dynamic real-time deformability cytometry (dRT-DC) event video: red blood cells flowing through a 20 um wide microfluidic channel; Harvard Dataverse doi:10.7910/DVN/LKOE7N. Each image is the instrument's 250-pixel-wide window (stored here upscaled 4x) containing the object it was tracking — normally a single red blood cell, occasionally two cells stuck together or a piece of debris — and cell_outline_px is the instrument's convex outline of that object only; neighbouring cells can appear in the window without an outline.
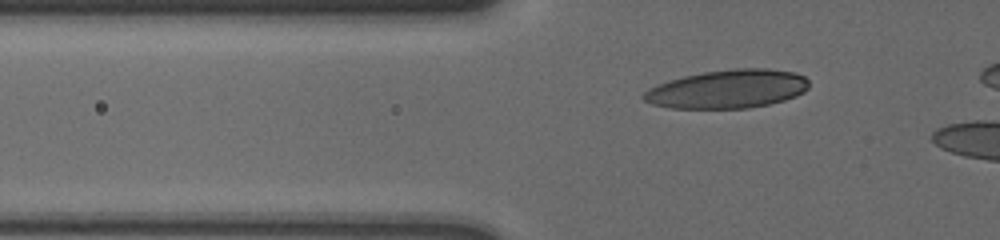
{"species": "human", "species_latin": "Homo sapiens", "temperature_condition": "cold", "stored_images_in_passage": 47, "camera_frame_rate_fps": 3000, "um_per_image_px": 0.085, "donor": {"sex": "male"}, "frame": {"image": 1, "passage_image": 14, "time_ms": 4.333, "image_size_px": [1000, 240], "cell_outline_px": [[808, 88], [804, 92], [796, 96], [784, 100], [768, 104], [748, 108], [672, 108], [652, 104], [644, 100], [640, 96], [648, 88], [668, 80], [684, 76], [704, 72], [736, 68], [768, 68], [796, 72], [804, 76], [808, 80]], "centroid_in_image_um": [61.85, 7.56], "position_along_channel_um": 63.9, "area_um2": 37.22}}
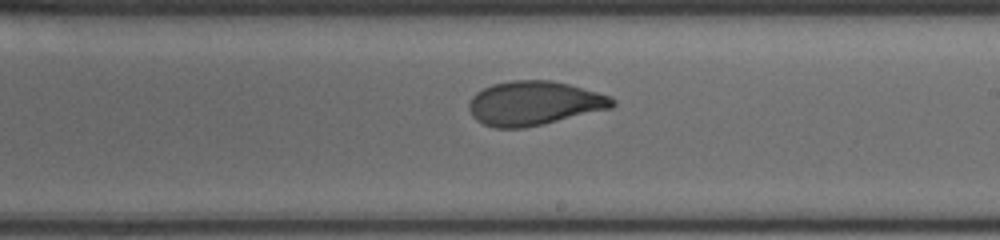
{"frame": {"image": 2, "passage_image": 30, "time_ms": 9.667, "image_size_px": [1000, 240], "cell_outline_px": [[616, 104], [612, 108], [540, 124], [520, 128], [496, 128], [484, 124], [476, 120], [472, 116], [468, 108], [468, 104], [472, 96], [476, 92], [492, 84], [512, 80], [552, 80], [568, 84], [612, 96], [616, 100]], "centroid_in_image_um": [45.39, 8.76], "position_along_channel_um": 243.6, "area_um2": 36.76}}
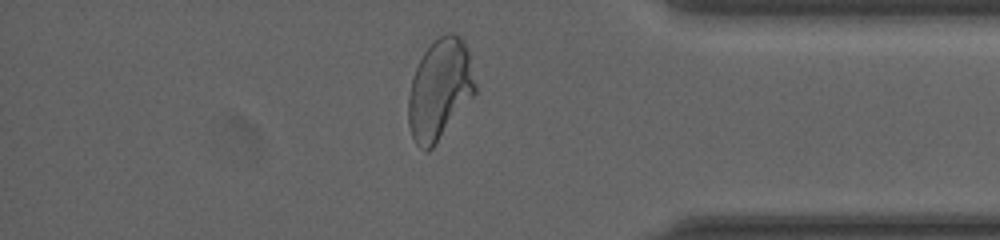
{"frame": {"image": 3, "passage_image": 44, "time_ms": 14.333, "image_size_px": [1000, 240], "cell_outline_px": [[476, 92], [432, 148], [428, 152], [424, 152], [416, 144], [412, 136], [408, 124], [408, 96], [412, 76], [424, 52], [444, 32], [452, 32], [460, 36], [464, 40], [468, 48], [476, 84]], "centroid_in_image_um": [37.37, 7.59], "position_along_channel_um": 397.8, "area_um2": 39.13}}